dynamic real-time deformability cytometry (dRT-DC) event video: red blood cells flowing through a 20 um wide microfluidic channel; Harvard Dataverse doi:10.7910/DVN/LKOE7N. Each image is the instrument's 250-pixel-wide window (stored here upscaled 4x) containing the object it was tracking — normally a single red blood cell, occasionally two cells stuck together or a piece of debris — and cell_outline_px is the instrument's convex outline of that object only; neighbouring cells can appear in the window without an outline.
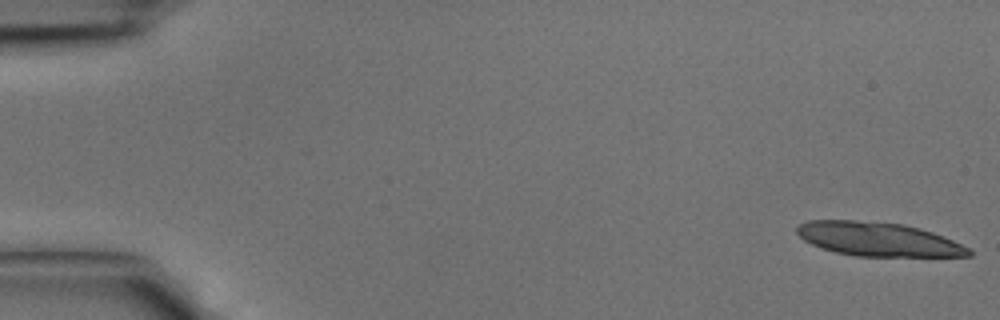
{"species": "common noctule bat (a hibernating species)", "species_latin": "Nyctalus noctula", "temperature_condition": "cold", "stored_images_in_passage": 8, "camera_frame_rate_fps": 3000, "um_per_image_px": 0.085, "animal": {"sex": "male", "body_mass_g": 15.6}, "frame": {"image": 1, "passage_image": 1, "time_ms": 0.0, "image_size_px": [1000, 320], "cell_outline_px": [[972, 256], [856, 256], [836, 252], [820, 248], [804, 240], [796, 232], [796, 228], [800, 224], [808, 220], [856, 220], [904, 224], [920, 228], [932, 232], [972, 248]], "centroid_in_image_um": [74.65, 20.33], "position_along_channel_um": 10.3, "area_um2": 33.93}}